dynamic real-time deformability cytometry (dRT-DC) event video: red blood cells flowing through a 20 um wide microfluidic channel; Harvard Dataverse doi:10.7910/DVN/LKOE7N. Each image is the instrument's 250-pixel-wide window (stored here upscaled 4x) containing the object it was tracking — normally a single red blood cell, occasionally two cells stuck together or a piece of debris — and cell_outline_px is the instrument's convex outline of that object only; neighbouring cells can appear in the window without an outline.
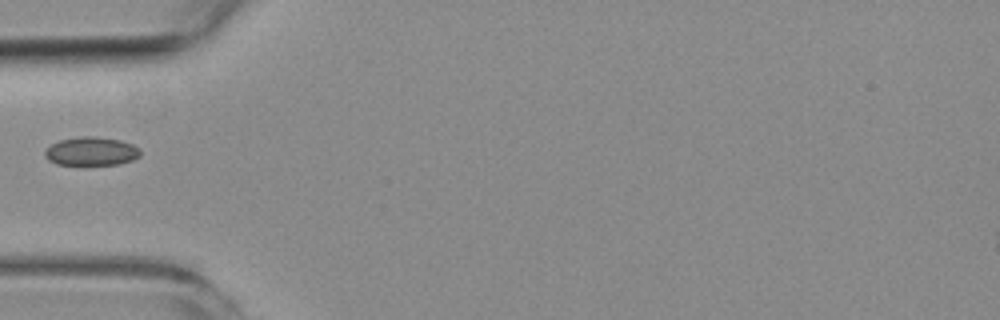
{"species": "common noctule bat (a hibernating species)", "species_latin": "Nyctalus noctula", "temperature_condition": "room temperature", "stored_images_in_passage": 5, "camera_frame_rate_fps": 3000, "um_per_image_px": 0.085, "animal": {"sex": "female", "body_mass_g": 19.3, "forearm_length_mm": 54.1}, "frame": {"image": 1, "passage_image": 4, "time_ms": 4.333, "image_size_px": [1000, 320], "cell_outline_px": [[140, 156], [132, 160], [120, 164], [84, 168], [56, 164], [48, 160], [44, 156], [44, 152], [52, 144], [60, 140], [80, 136], [92, 136], [120, 140], [132, 144], [140, 148]], "centroid_in_image_um": [7.75, 12.92], "position_along_channel_um": 77.3, "area_um2": 16.7}}
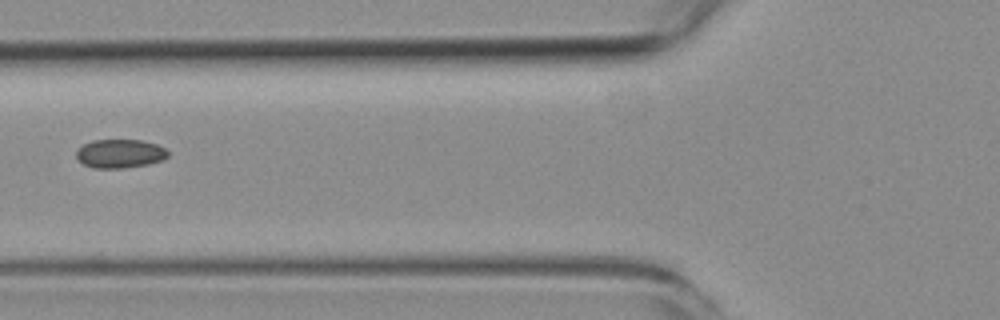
{"frame": {"image": 2, "passage_image": 5, "time_ms": 5.333, "image_size_px": [1000, 320], "cell_outline_px": [[168, 156], [160, 160], [148, 164], [120, 168], [92, 168], [84, 164], [76, 156], [76, 152], [84, 144], [92, 140], [140, 140], [156, 144], [164, 148], [168, 152]], "centroid_in_image_um": [10.18, 13.05], "position_along_channel_um": 115.6, "area_um2": 15.09}}